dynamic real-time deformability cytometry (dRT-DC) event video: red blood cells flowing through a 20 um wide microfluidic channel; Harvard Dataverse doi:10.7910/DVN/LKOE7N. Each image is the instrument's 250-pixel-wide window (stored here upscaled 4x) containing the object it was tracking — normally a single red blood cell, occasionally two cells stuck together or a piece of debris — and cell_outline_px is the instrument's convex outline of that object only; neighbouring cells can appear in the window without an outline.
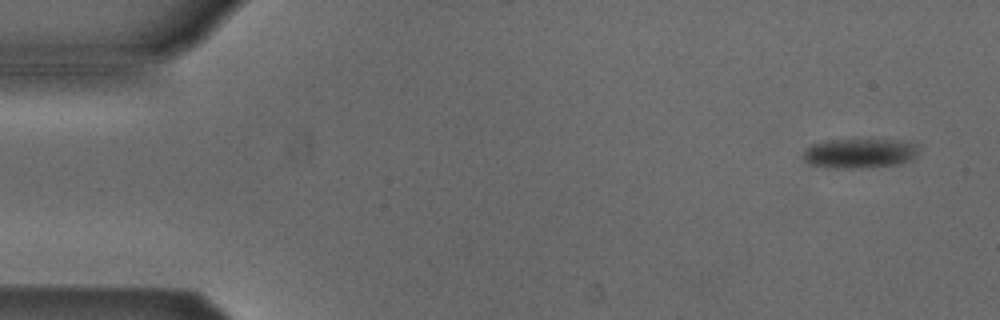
{"species": "Egyptian fruit bat (a non-hibernating species)", "species_latin": "Rousettus aegyptiacus", "temperature_condition": "cold", "stored_images_in_passage": 4, "camera_frame_rate_fps": 3000, "um_per_image_px": 0.085, "animal": {"sex": "male"}, "frame": {"image": 1, "passage_image": 1, "time_ms": 0.0, "image_size_px": [1000, 320], "cell_outline_px": [[916, 152], [908, 160], [892, 164], [852, 168], [836, 168], [812, 164], [804, 160], [800, 156], [812, 144], [828, 140], [892, 140], [916, 144]], "centroid_in_image_um": [72.96, 13.02], "position_along_channel_um": 12.0, "area_um2": 19.07}}
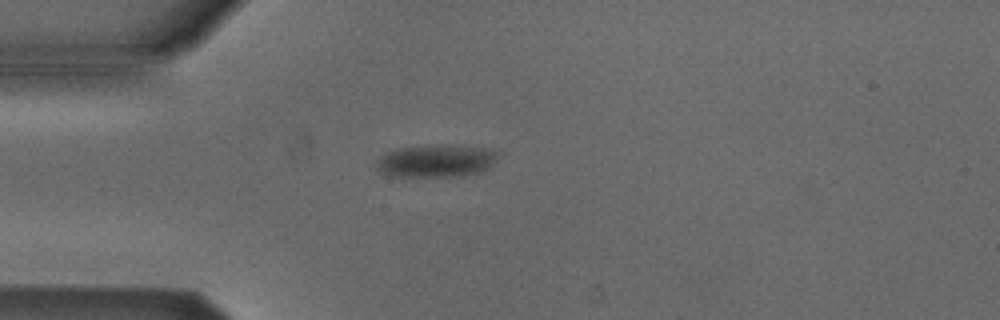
{"frame": {"image": 2, "passage_image": 4, "time_ms": 1.0, "image_size_px": [1000, 320], "cell_outline_px": [[504, 152], [488, 168], [480, 172], [460, 176], [392, 176], [380, 172], [376, 168], [376, 160], [384, 152], [396, 148], [444, 144], [452, 144], [492, 148]], "centroid_in_image_um": [37.13, 13.64], "position_along_channel_um": 47.9, "area_um2": 23.76}}